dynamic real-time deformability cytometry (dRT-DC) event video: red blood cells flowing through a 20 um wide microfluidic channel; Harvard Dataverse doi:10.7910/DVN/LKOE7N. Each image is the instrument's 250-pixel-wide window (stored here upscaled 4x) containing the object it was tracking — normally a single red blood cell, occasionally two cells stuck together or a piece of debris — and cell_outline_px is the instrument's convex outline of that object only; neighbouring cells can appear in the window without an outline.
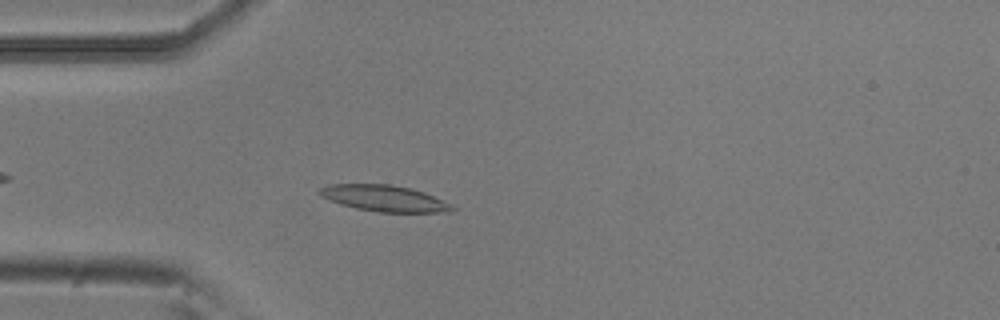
{"species": "common noctule bat (a hibernating species)", "species_latin": "Nyctalus noctula", "temperature_condition": "room temperature", "stored_images_in_passage": 36, "camera_frame_rate_fps": 3000, "um_per_image_px": 0.085, "animal": {"sex": "male", "body_mass_g": 20.5, "forearm_length_mm": 52.5}, "frame": {"image": 1, "passage_image": 1, "time_ms": 0.0, "image_size_px": [1000, 320], "cell_outline_px": [[456, 208], [448, 212], [376, 212], [356, 208], [340, 204], [320, 196], [316, 192], [320, 188], [328, 184], [392, 184], [424, 192], [452, 204]], "centroid_in_image_um": [32.63, 16.85], "position_along_channel_um": 52.4, "area_um2": 20.29}}
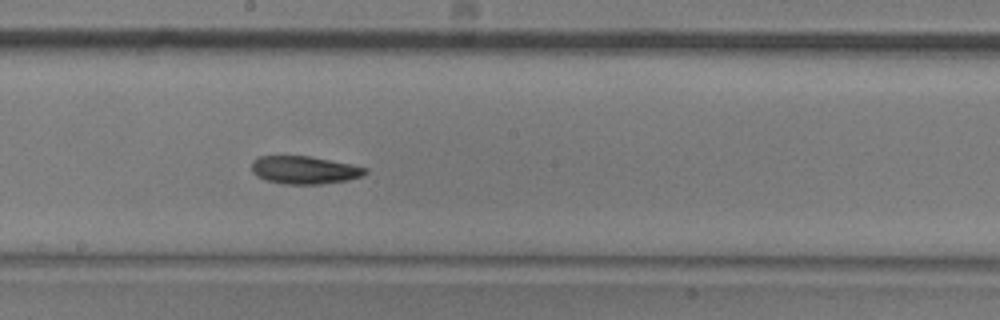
{"frame": {"image": 2, "passage_image": 15, "time_ms": 4.667, "image_size_px": [1000, 320], "cell_outline_px": [[368, 172], [364, 176], [348, 180], [320, 184], [284, 184], [264, 180], [256, 176], [252, 172], [252, 160], [260, 156], [312, 156], [352, 164], [368, 168]], "centroid_in_image_um": [25.89, 14.45], "position_along_channel_um": 222.3, "area_um2": 18.73}}
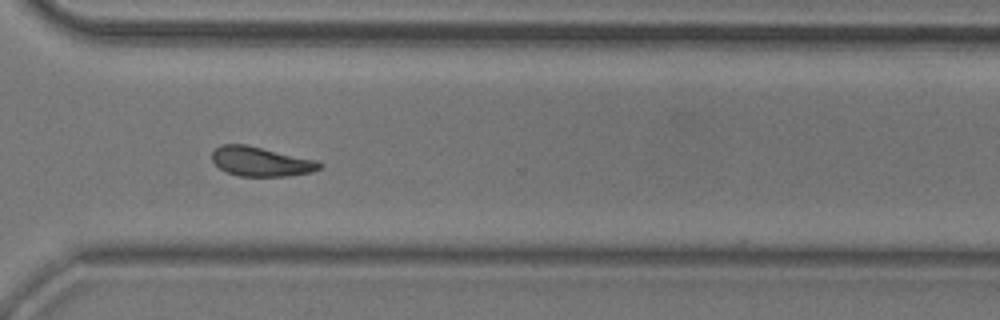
{"frame": {"image": 3, "passage_image": 25, "time_ms": 8.0, "image_size_px": [1000, 320], "cell_outline_px": [[324, 164], [320, 168], [312, 172], [288, 176], [240, 176], [228, 172], [220, 168], [212, 160], [212, 152], [220, 144], [244, 144], [316, 160]], "centroid_in_image_um": [22.18, 13.73], "position_along_channel_um": 348.4, "area_um2": 18.26}, "authors_computed_cell_mechanics": {"area_um2": 18.6116, "velocity_mm_per_s": 3.7986, "shape_relaxation_time_tau1_ms": 5.7702, "shape_relaxation_time_tau2_ms": null, "deformation_change_tau1": 0.1446, "deformation_change_tau2": null}}